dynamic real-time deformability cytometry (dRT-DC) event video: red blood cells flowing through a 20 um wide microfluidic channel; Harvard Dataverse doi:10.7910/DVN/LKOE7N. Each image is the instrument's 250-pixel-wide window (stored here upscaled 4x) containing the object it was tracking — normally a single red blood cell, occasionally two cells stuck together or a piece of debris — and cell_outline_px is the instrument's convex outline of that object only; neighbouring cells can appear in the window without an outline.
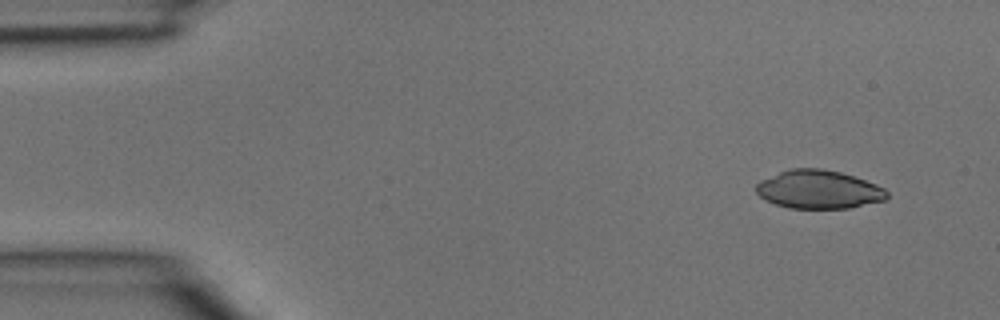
{"species": "common noctule bat (a hibernating species)", "species_latin": "Nyctalus noctula", "temperature_condition": "room temperature", "stored_images_in_passage": 3, "camera_frame_rate_fps": 3000, "um_per_image_px": 0.085, "animal": {"sex": "male", "body_mass_g": 15.6}, "frame": {"image": 1, "passage_image": 3, "time_ms": 0.667, "image_size_px": [1000, 320], "cell_outline_px": [[888, 196], [884, 200], [848, 208], [788, 208], [776, 204], [760, 196], [756, 192], [756, 184], [760, 180], [780, 172], [792, 168], [820, 168], [840, 172], [876, 184], [884, 188], [888, 192]], "centroid_in_image_um": [69.58, 16.1], "position_along_channel_um": 15.4, "area_um2": 29.02}}